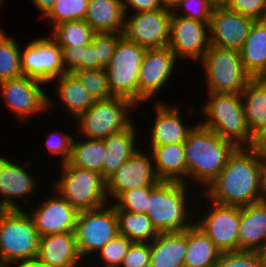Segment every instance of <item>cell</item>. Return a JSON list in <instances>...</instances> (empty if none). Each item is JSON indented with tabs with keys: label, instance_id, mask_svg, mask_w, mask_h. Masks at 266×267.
I'll use <instances>...</instances> for the list:
<instances>
[{
	"label": "cell",
	"instance_id": "obj_11",
	"mask_svg": "<svg viewBox=\"0 0 266 267\" xmlns=\"http://www.w3.org/2000/svg\"><path fill=\"white\" fill-rule=\"evenodd\" d=\"M41 84L44 83L24 75L0 82L4 104L21 121L51 110V106L55 104L51 103Z\"/></svg>",
	"mask_w": 266,
	"mask_h": 267
},
{
	"label": "cell",
	"instance_id": "obj_31",
	"mask_svg": "<svg viewBox=\"0 0 266 267\" xmlns=\"http://www.w3.org/2000/svg\"><path fill=\"white\" fill-rule=\"evenodd\" d=\"M221 252L195 224L187 229V251L184 267H215Z\"/></svg>",
	"mask_w": 266,
	"mask_h": 267
},
{
	"label": "cell",
	"instance_id": "obj_41",
	"mask_svg": "<svg viewBox=\"0 0 266 267\" xmlns=\"http://www.w3.org/2000/svg\"><path fill=\"white\" fill-rule=\"evenodd\" d=\"M122 35L123 33L106 32L94 34L92 43L96 48L97 59L103 68H105L110 63L119 38Z\"/></svg>",
	"mask_w": 266,
	"mask_h": 267
},
{
	"label": "cell",
	"instance_id": "obj_17",
	"mask_svg": "<svg viewBox=\"0 0 266 267\" xmlns=\"http://www.w3.org/2000/svg\"><path fill=\"white\" fill-rule=\"evenodd\" d=\"M178 59L168 46L146 49L138 78V106L154 98L174 74Z\"/></svg>",
	"mask_w": 266,
	"mask_h": 267
},
{
	"label": "cell",
	"instance_id": "obj_12",
	"mask_svg": "<svg viewBox=\"0 0 266 267\" xmlns=\"http://www.w3.org/2000/svg\"><path fill=\"white\" fill-rule=\"evenodd\" d=\"M22 75L39 80L44 84L66 74L61 47L52 37L36 38L21 51Z\"/></svg>",
	"mask_w": 266,
	"mask_h": 267
},
{
	"label": "cell",
	"instance_id": "obj_45",
	"mask_svg": "<svg viewBox=\"0 0 266 267\" xmlns=\"http://www.w3.org/2000/svg\"><path fill=\"white\" fill-rule=\"evenodd\" d=\"M227 8L254 20L266 19V0H231Z\"/></svg>",
	"mask_w": 266,
	"mask_h": 267
},
{
	"label": "cell",
	"instance_id": "obj_5",
	"mask_svg": "<svg viewBox=\"0 0 266 267\" xmlns=\"http://www.w3.org/2000/svg\"><path fill=\"white\" fill-rule=\"evenodd\" d=\"M25 211L0 210V267L37 257L40 236Z\"/></svg>",
	"mask_w": 266,
	"mask_h": 267
},
{
	"label": "cell",
	"instance_id": "obj_20",
	"mask_svg": "<svg viewBox=\"0 0 266 267\" xmlns=\"http://www.w3.org/2000/svg\"><path fill=\"white\" fill-rule=\"evenodd\" d=\"M40 204L29 212L40 237L74 232L79 212L62 196L56 193Z\"/></svg>",
	"mask_w": 266,
	"mask_h": 267
},
{
	"label": "cell",
	"instance_id": "obj_42",
	"mask_svg": "<svg viewBox=\"0 0 266 267\" xmlns=\"http://www.w3.org/2000/svg\"><path fill=\"white\" fill-rule=\"evenodd\" d=\"M45 144L48 152L59 155L61 164L67 163L71 156L74 137L60 131H52L46 136Z\"/></svg>",
	"mask_w": 266,
	"mask_h": 267
},
{
	"label": "cell",
	"instance_id": "obj_8",
	"mask_svg": "<svg viewBox=\"0 0 266 267\" xmlns=\"http://www.w3.org/2000/svg\"><path fill=\"white\" fill-rule=\"evenodd\" d=\"M135 107L138 109L132 101L120 97L96 101L75 119L80 135H84L83 139H104L128 129L133 124L130 112Z\"/></svg>",
	"mask_w": 266,
	"mask_h": 267
},
{
	"label": "cell",
	"instance_id": "obj_3",
	"mask_svg": "<svg viewBox=\"0 0 266 267\" xmlns=\"http://www.w3.org/2000/svg\"><path fill=\"white\" fill-rule=\"evenodd\" d=\"M188 186L184 182L161 181L151 189L146 215L158 233L180 232L195 224L188 208Z\"/></svg>",
	"mask_w": 266,
	"mask_h": 267
},
{
	"label": "cell",
	"instance_id": "obj_23",
	"mask_svg": "<svg viewBox=\"0 0 266 267\" xmlns=\"http://www.w3.org/2000/svg\"><path fill=\"white\" fill-rule=\"evenodd\" d=\"M187 229L159 233L150 242V267H184Z\"/></svg>",
	"mask_w": 266,
	"mask_h": 267
},
{
	"label": "cell",
	"instance_id": "obj_47",
	"mask_svg": "<svg viewBox=\"0 0 266 267\" xmlns=\"http://www.w3.org/2000/svg\"><path fill=\"white\" fill-rule=\"evenodd\" d=\"M134 10V13L155 11L164 8L162 0H123L124 13L128 14V9Z\"/></svg>",
	"mask_w": 266,
	"mask_h": 267
},
{
	"label": "cell",
	"instance_id": "obj_1",
	"mask_svg": "<svg viewBox=\"0 0 266 267\" xmlns=\"http://www.w3.org/2000/svg\"><path fill=\"white\" fill-rule=\"evenodd\" d=\"M203 192L209 202L221 205L242 207L264 200L259 158L249 147H237Z\"/></svg>",
	"mask_w": 266,
	"mask_h": 267
},
{
	"label": "cell",
	"instance_id": "obj_9",
	"mask_svg": "<svg viewBox=\"0 0 266 267\" xmlns=\"http://www.w3.org/2000/svg\"><path fill=\"white\" fill-rule=\"evenodd\" d=\"M146 48L119 38L110 63L104 68L113 97H120L138 105V78Z\"/></svg>",
	"mask_w": 266,
	"mask_h": 267
},
{
	"label": "cell",
	"instance_id": "obj_39",
	"mask_svg": "<svg viewBox=\"0 0 266 267\" xmlns=\"http://www.w3.org/2000/svg\"><path fill=\"white\" fill-rule=\"evenodd\" d=\"M132 243L127 237L121 235L109 241L98 252L103 262L102 267H120Z\"/></svg>",
	"mask_w": 266,
	"mask_h": 267
},
{
	"label": "cell",
	"instance_id": "obj_38",
	"mask_svg": "<svg viewBox=\"0 0 266 267\" xmlns=\"http://www.w3.org/2000/svg\"><path fill=\"white\" fill-rule=\"evenodd\" d=\"M153 187H141L122 192L116 199L113 206L115 210H127L134 213H145L147 199Z\"/></svg>",
	"mask_w": 266,
	"mask_h": 267
},
{
	"label": "cell",
	"instance_id": "obj_58",
	"mask_svg": "<svg viewBox=\"0 0 266 267\" xmlns=\"http://www.w3.org/2000/svg\"><path fill=\"white\" fill-rule=\"evenodd\" d=\"M2 1H4V0H0V7H1V5L4 3V2H2Z\"/></svg>",
	"mask_w": 266,
	"mask_h": 267
},
{
	"label": "cell",
	"instance_id": "obj_51",
	"mask_svg": "<svg viewBox=\"0 0 266 267\" xmlns=\"http://www.w3.org/2000/svg\"><path fill=\"white\" fill-rule=\"evenodd\" d=\"M258 158L261 166L262 193L264 200H266V155Z\"/></svg>",
	"mask_w": 266,
	"mask_h": 267
},
{
	"label": "cell",
	"instance_id": "obj_27",
	"mask_svg": "<svg viewBox=\"0 0 266 267\" xmlns=\"http://www.w3.org/2000/svg\"><path fill=\"white\" fill-rule=\"evenodd\" d=\"M155 170L161 181L186 183L184 143L150 146Z\"/></svg>",
	"mask_w": 266,
	"mask_h": 267
},
{
	"label": "cell",
	"instance_id": "obj_18",
	"mask_svg": "<svg viewBox=\"0 0 266 267\" xmlns=\"http://www.w3.org/2000/svg\"><path fill=\"white\" fill-rule=\"evenodd\" d=\"M254 21L227 7L214 8L209 21L210 45L239 51Z\"/></svg>",
	"mask_w": 266,
	"mask_h": 267
},
{
	"label": "cell",
	"instance_id": "obj_53",
	"mask_svg": "<svg viewBox=\"0 0 266 267\" xmlns=\"http://www.w3.org/2000/svg\"><path fill=\"white\" fill-rule=\"evenodd\" d=\"M10 264L11 265L15 264L16 267H37V260L34 259V260L11 262V263H8L7 265L3 266V267H11Z\"/></svg>",
	"mask_w": 266,
	"mask_h": 267
},
{
	"label": "cell",
	"instance_id": "obj_7",
	"mask_svg": "<svg viewBox=\"0 0 266 267\" xmlns=\"http://www.w3.org/2000/svg\"><path fill=\"white\" fill-rule=\"evenodd\" d=\"M200 63L205 70L208 93L240 94L253 79L237 50L210 45Z\"/></svg>",
	"mask_w": 266,
	"mask_h": 267
},
{
	"label": "cell",
	"instance_id": "obj_32",
	"mask_svg": "<svg viewBox=\"0 0 266 267\" xmlns=\"http://www.w3.org/2000/svg\"><path fill=\"white\" fill-rule=\"evenodd\" d=\"M106 150L102 139L86 138L83 142L74 140L68 163L100 173L103 176V162Z\"/></svg>",
	"mask_w": 266,
	"mask_h": 267
},
{
	"label": "cell",
	"instance_id": "obj_48",
	"mask_svg": "<svg viewBox=\"0 0 266 267\" xmlns=\"http://www.w3.org/2000/svg\"><path fill=\"white\" fill-rule=\"evenodd\" d=\"M104 69L98 59L96 54V48L91 42L88 45H82L81 54V71L82 70H100Z\"/></svg>",
	"mask_w": 266,
	"mask_h": 267
},
{
	"label": "cell",
	"instance_id": "obj_6",
	"mask_svg": "<svg viewBox=\"0 0 266 267\" xmlns=\"http://www.w3.org/2000/svg\"><path fill=\"white\" fill-rule=\"evenodd\" d=\"M62 176L55 189L78 212L88 211L108 204L106 179L97 172L61 164Z\"/></svg>",
	"mask_w": 266,
	"mask_h": 267
},
{
	"label": "cell",
	"instance_id": "obj_2",
	"mask_svg": "<svg viewBox=\"0 0 266 267\" xmlns=\"http://www.w3.org/2000/svg\"><path fill=\"white\" fill-rule=\"evenodd\" d=\"M184 149L186 184L188 185L191 180L195 181L204 187V191L217 178L237 147L231 141L197 123L188 134Z\"/></svg>",
	"mask_w": 266,
	"mask_h": 267
},
{
	"label": "cell",
	"instance_id": "obj_34",
	"mask_svg": "<svg viewBox=\"0 0 266 267\" xmlns=\"http://www.w3.org/2000/svg\"><path fill=\"white\" fill-rule=\"evenodd\" d=\"M52 29L51 37L60 47L88 45L96 33L85 20L61 22Z\"/></svg>",
	"mask_w": 266,
	"mask_h": 267
},
{
	"label": "cell",
	"instance_id": "obj_33",
	"mask_svg": "<svg viewBox=\"0 0 266 267\" xmlns=\"http://www.w3.org/2000/svg\"><path fill=\"white\" fill-rule=\"evenodd\" d=\"M118 219L119 235L132 242H151L159 233L145 213L115 210Z\"/></svg>",
	"mask_w": 266,
	"mask_h": 267
},
{
	"label": "cell",
	"instance_id": "obj_55",
	"mask_svg": "<svg viewBox=\"0 0 266 267\" xmlns=\"http://www.w3.org/2000/svg\"><path fill=\"white\" fill-rule=\"evenodd\" d=\"M181 0H162V4L165 8L173 9L175 5Z\"/></svg>",
	"mask_w": 266,
	"mask_h": 267
},
{
	"label": "cell",
	"instance_id": "obj_37",
	"mask_svg": "<svg viewBox=\"0 0 266 267\" xmlns=\"http://www.w3.org/2000/svg\"><path fill=\"white\" fill-rule=\"evenodd\" d=\"M85 90L97 101L112 98L105 69L75 71Z\"/></svg>",
	"mask_w": 266,
	"mask_h": 267
},
{
	"label": "cell",
	"instance_id": "obj_10",
	"mask_svg": "<svg viewBox=\"0 0 266 267\" xmlns=\"http://www.w3.org/2000/svg\"><path fill=\"white\" fill-rule=\"evenodd\" d=\"M78 213L74 234L83 262L97 254L109 241L119 235L118 219L113 204ZM95 251L97 253H95Z\"/></svg>",
	"mask_w": 266,
	"mask_h": 267
},
{
	"label": "cell",
	"instance_id": "obj_40",
	"mask_svg": "<svg viewBox=\"0 0 266 267\" xmlns=\"http://www.w3.org/2000/svg\"><path fill=\"white\" fill-rule=\"evenodd\" d=\"M180 9H183L186 13L179 14ZM213 10L214 7L209 0H181L175 5L172 12L178 16L188 17L200 22H209Z\"/></svg>",
	"mask_w": 266,
	"mask_h": 267
},
{
	"label": "cell",
	"instance_id": "obj_52",
	"mask_svg": "<svg viewBox=\"0 0 266 267\" xmlns=\"http://www.w3.org/2000/svg\"><path fill=\"white\" fill-rule=\"evenodd\" d=\"M261 267H266V241L255 250Z\"/></svg>",
	"mask_w": 266,
	"mask_h": 267
},
{
	"label": "cell",
	"instance_id": "obj_35",
	"mask_svg": "<svg viewBox=\"0 0 266 267\" xmlns=\"http://www.w3.org/2000/svg\"><path fill=\"white\" fill-rule=\"evenodd\" d=\"M20 57L19 44L0 28V82L22 76Z\"/></svg>",
	"mask_w": 266,
	"mask_h": 267
},
{
	"label": "cell",
	"instance_id": "obj_30",
	"mask_svg": "<svg viewBox=\"0 0 266 267\" xmlns=\"http://www.w3.org/2000/svg\"><path fill=\"white\" fill-rule=\"evenodd\" d=\"M244 115L252 135L266 126V83L253 78L240 93Z\"/></svg>",
	"mask_w": 266,
	"mask_h": 267
},
{
	"label": "cell",
	"instance_id": "obj_4",
	"mask_svg": "<svg viewBox=\"0 0 266 267\" xmlns=\"http://www.w3.org/2000/svg\"><path fill=\"white\" fill-rule=\"evenodd\" d=\"M207 94L209 99L202 108L207 118L199 123L231 141L236 147H250L253 135L246 122L240 94Z\"/></svg>",
	"mask_w": 266,
	"mask_h": 267
},
{
	"label": "cell",
	"instance_id": "obj_25",
	"mask_svg": "<svg viewBox=\"0 0 266 267\" xmlns=\"http://www.w3.org/2000/svg\"><path fill=\"white\" fill-rule=\"evenodd\" d=\"M84 20L96 33H123L125 25L123 0H88Z\"/></svg>",
	"mask_w": 266,
	"mask_h": 267
},
{
	"label": "cell",
	"instance_id": "obj_29",
	"mask_svg": "<svg viewBox=\"0 0 266 267\" xmlns=\"http://www.w3.org/2000/svg\"><path fill=\"white\" fill-rule=\"evenodd\" d=\"M57 85L55 95L68 111L69 115L77 118L81 113L90 108L97 100L83 87L80 80L73 73H66L54 79Z\"/></svg>",
	"mask_w": 266,
	"mask_h": 267
},
{
	"label": "cell",
	"instance_id": "obj_14",
	"mask_svg": "<svg viewBox=\"0 0 266 267\" xmlns=\"http://www.w3.org/2000/svg\"><path fill=\"white\" fill-rule=\"evenodd\" d=\"M210 210L203 212L205 216L195 221L198 226L221 252L239 251V224L241 207L210 203ZM207 214V215H206Z\"/></svg>",
	"mask_w": 266,
	"mask_h": 267
},
{
	"label": "cell",
	"instance_id": "obj_24",
	"mask_svg": "<svg viewBox=\"0 0 266 267\" xmlns=\"http://www.w3.org/2000/svg\"><path fill=\"white\" fill-rule=\"evenodd\" d=\"M239 251H255L266 241V200L241 207Z\"/></svg>",
	"mask_w": 266,
	"mask_h": 267
},
{
	"label": "cell",
	"instance_id": "obj_26",
	"mask_svg": "<svg viewBox=\"0 0 266 267\" xmlns=\"http://www.w3.org/2000/svg\"><path fill=\"white\" fill-rule=\"evenodd\" d=\"M239 54L252 78H261L266 72V19L253 22Z\"/></svg>",
	"mask_w": 266,
	"mask_h": 267
},
{
	"label": "cell",
	"instance_id": "obj_13",
	"mask_svg": "<svg viewBox=\"0 0 266 267\" xmlns=\"http://www.w3.org/2000/svg\"><path fill=\"white\" fill-rule=\"evenodd\" d=\"M131 15V16H128ZM125 15L123 35L146 49L168 46L172 10L162 8L155 11Z\"/></svg>",
	"mask_w": 266,
	"mask_h": 267
},
{
	"label": "cell",
	"instance_id": "obj_36",
	"mask_svg": "<svg viewBox=\"0 0 266 267\" xmlns=\"http://www.w3.org/2000/svg\"><path fill=\"white\" fill-rule=\"evenodd\" d=\"M87 6L88 0H56L44 17L49 19L52 27L61 22L84 20Z\"/></svg>",
	"mask_w": 266,
	"mask_h": 267
},
{
	"label": "cell",
	"instance_id": "obj_16",
	"mask_svg": "<svg viewBox=\"0 0 266 267\" xmlns=\"http://www.w3.org/2000/svg\"><path fill=\"white\" fill-rule=\"evenodd\" d=\"M160 182L151 153H142L138 150L106 179V190L108 198L113 197L114 201L122 192L141 187H154Z\"/></svg>",
	"mask_w": 266,
	"mask_h": 267
},
{
	"label": "cell",
	"instance_id": "obj_44",
	"mask_svg": "<svg viewBox=\"0 0 266 267\" xmlns=\"http://www.w3.org/2000/svg\"><path fill=\"white\" fill-rule=\"evenodd\" d=\"M120 267H150V242H133Z\"/></svg>",
	"mask_w": 266,
	"mask_h": 267
},
{
	"label": "cell",
	"instance_id": "obj_22",
	"mask_svg": "<svg viewBox=\"0 0 266 267\" xmlns=\"http://www.w3.org/2000/svg\"><path fill=\"white\" fill-rule=\"evenodd\" d=\"M156 102V118L153 127L149 130V136H151L149 146L185 143L194 126H185L180 116L182 111L177 106Z\"/></svg>",
	"mask_w": 266,
	"mask_h": 267
},
{
	"label": "cell",
	"instance_id": "obj_15",
	"mask_svg": "<svg viewBox=\"0 0 266 267\" xmlns=\"http://www.w3.org/2000/svg\"><path fill=\"white\" fill-rule=\"evenodd\" d=\"M209 46V22H200L172 12L168 47L177 59L190 58L200 62Z\"/></svg>",
	"mask_w": 266,
	"mask_h": 267
},
{
	"label": "cell",
	"instance_id": "obj_46",
	"mask_svg": "<svg viewBox=\"0 0 266 267\" xmlns=\"http://www.w3.org/2000/svg\"><path fill=\"white\" fill-rule=\"evenodd\" d=\"M61 52L66 73L81 71L82 45L76 47H61Z\"/></svg>",
	"mask_w": 266,
	"mask_h": 267
},
{
	"label": "cell",
	"instance_id": "obj_56",
	"mask_svg": "<svg viewBox=\"0 0 266 267\" xmlns=\"http://www.w3.org/2000/svg\"><path fill=\"white\" fill-rule=\"evenodd\" d=\"M37 267H51V266H47V265H44V264L37 262Z\"/></svg>",
	"mask_w": 266,
	"mask_h": 267
},
{
	"label": "cell",
	"instance_id": "obj_28",
	"mask_svg": "<svg viewBox=\"0 0 266 267\" xmlns=\"http://www.w3.org/2000/svg\"><path fill=\"white\" fill-rule=\"evenodd\" d=\"M136 128L133 124L126 130L110 135L103 140L106 150L103 162V177L107 179L115 173L135 152ZM136 134V135H135Z\"/></svg>",
	"mask_w": 266,
	"mask_h": 267
},
{
	"label": "cell",
	"instance_id": "obj_57",
	"mask_svg": "<svg viewBox=\"0 0 266 267\" xmlns=\"http://www.w3.org/2000/svg\"><path fill=\"white\" fill-rule=\"evenodd\" d=\"M261 79L266 83V72L263 74V76L261 77Z\"/></svg>",
	"mask_w": 266,
	"mask_h": 267
},
{
	"label": "cell",
	"instance_id": "obj_43",
	"mask_svg": "<svg viewBox=\"0 0 266 267\" xmlns=\"http://www.w3.org/2000/svg\"><path fill=\"white\" fill-rule=\"evenodd\" d=\"M215 267H261L255 251L221 253Z\"/></svg>",
	"mask_w": 266,
	"mask_h": 267
},
{
	"label": "cell",
	"instance_id": "obj_19",
	"mask_svg": "<svg viewBox=\"0 0 266 267\" xmlns=\"http://www.w3.org/2000/svg\"><path fill=\"white\" fill-rule=\"evenodd\" d=\"M23 164L25 165H18L0 155V210L23 209L14 199L20 197L22 201L25 199V203H29V195L35 193L38 180L25 169L31 163Z\"/></svg>",
	"mask_w": 266,
	"mask_h": 267
},
{
	"label": "cell",
	"instance_id": "obj_50",
	"mask_svg": "<svg viewBox=\"0 0 266 267\" xmlns=\"http://www.w3.org/2000/svg\"><path fill=\"white\" fill-rule=\"evenodd\" d=\"M42 15H46L53 7L56 0H31Z\"/></svg>",
	"mask_w": 266,
	"mask_h": 267
},
{
	"label": "cell",
	"instance_id": "obj_21",
	"mask_svg": "<svg viewBox=\"0 0 266 267\" xmlns=\"http://www.w3.org/2000/svg\"><path fill=\"white\" fill-rule=\"evenodd\" d=\"M36 260L51 267H79L81 261L84 263L77 250L74 232L39 237Z\"/></svg>",
	"mask_w": 266,
	"mask_h": 267
},
{
	"label": "cell",
	"instance_id": "obj_49",
	"mask_svg": "<svg viewBox=\"0 0 266 267\" xmlns=\"http://www.w3.org/2000/svg\"><path fill=\"white\" fill-rule=\"evenodd\" d=\"M249 148L257 157L266 155V126L253 135V141Z\"/></svg>",
	"mask_w": 266,
	"mask_h": 267
},
{
	"label": "cell",
	"instance_id": "obj_54",
	"mask_svg": "<svg viewBox=\"0 0 266 267\" xmlns=\"http://www.w3.org/2000/svg\"><path fill=\"white\" fill-rule=\"evenodd\" d=\"M214 8L227 7L231 0H209Z\"/></svg>",
	"mask_w": 266,
	"mask_h": 267
}]
</instances>
